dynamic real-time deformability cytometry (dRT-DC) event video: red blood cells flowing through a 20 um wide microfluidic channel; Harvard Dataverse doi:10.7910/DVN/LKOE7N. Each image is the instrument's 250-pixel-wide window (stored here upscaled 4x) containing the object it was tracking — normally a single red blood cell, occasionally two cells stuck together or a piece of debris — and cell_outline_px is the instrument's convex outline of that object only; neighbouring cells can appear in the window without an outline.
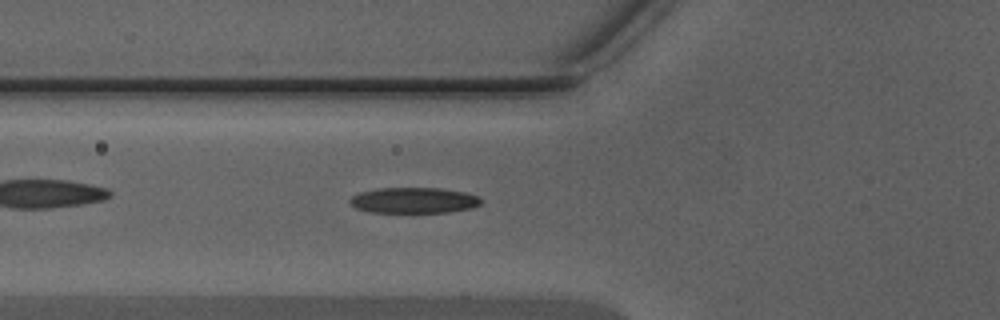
{"species": "Egyptian fruit bat (a non-hibernating species)", "species_latin": "Rousettus aegyptiacus", "temperature_condition": "warm", "stored_images_in_passage": 33, "camera_frame_rate_fps": 3000, "um_per_image_px": 0.085, "animal": {"sex": "male"}, "frame": {"image": 1, "passage_image": 5, "time_ms": 1.333, "image_size_px": [1000, 320], "cell_outline_px": [[484, 200], [480, 204], [472, 208], [448, 212], [368, 212], [356, 208], [348, 200], [352, 196], [360, 192], [376, 188], [440, 188], [464, 192], [476, 196]], "centroid_in_image_um": [35.17, 17.02], "position_along_channel_um": 90.6, "area_um2": 19.65}}
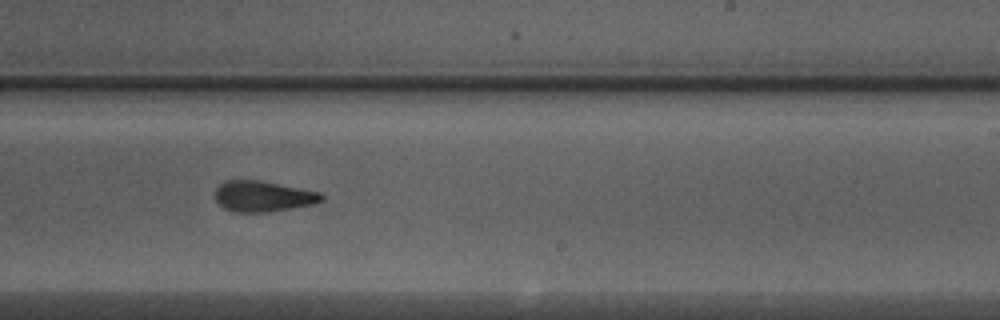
{"frame": {"image": 2, "passage_image": 17, "time_ms": 5.333, "image_size_px": [1000, 320], "cell_outline_px": [[324, 200], [312, 204], [264, 212], [232, 212], [224, 208], [216, 200], [216, 188], [224, 180], [260, 180], [320, 192], [324, 196]], "centroid_in_image_um": [22.33, 16.67], "position_along_channel_um": 266.7, "area_um2": 18.9}}
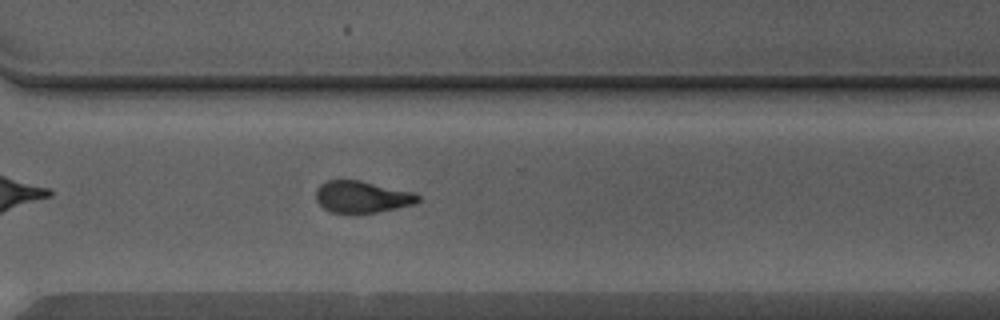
{"frame": {"image": 3, "passage_image": 22, "time_ms": 7.0, "image_size_px": [1000, 320], "cell_outline_px": [[420, 200], [412, 204], [396, 208], [376, 212], [332, 212], [324, 208], [316, 200], [316, 188], [320, 184], [328, 180], [360, 180], [412, 192], [420, 196]], "centroid_in_image_um": [30.74, 16.71], "position_along_channel_um": 339.9, "area_um2": 18.55}}